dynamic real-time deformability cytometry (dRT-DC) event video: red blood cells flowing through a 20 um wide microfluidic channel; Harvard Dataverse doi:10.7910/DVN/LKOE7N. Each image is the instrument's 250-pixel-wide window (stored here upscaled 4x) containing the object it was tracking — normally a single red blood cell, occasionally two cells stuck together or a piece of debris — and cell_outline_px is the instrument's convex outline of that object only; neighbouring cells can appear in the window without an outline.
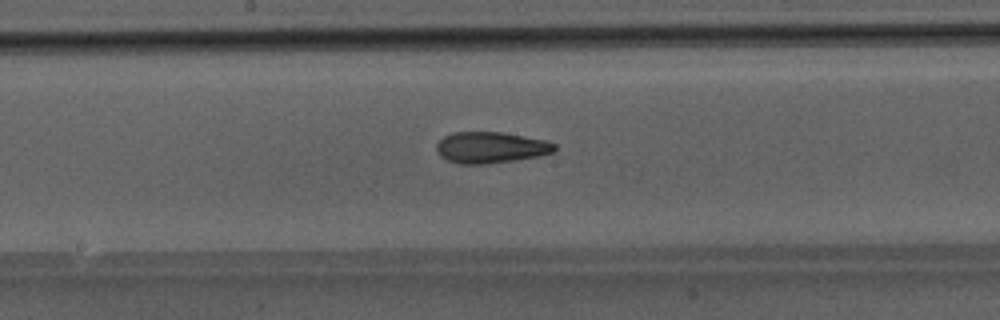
{"species": "Egyptian fruit bat (a non-hibernating species)", "species_latin": "Rousettus aegyptiacus", "temperature_condition": "room temperature", "stored_images_in_passage": 40, "camera_frame_rate_fps": 3000, "um_per_image_px": 0.085, "animal": {"sex": "male"}, "frame": {"image": 1, "passage_image": 17, "time_ms": 5.333, "image_size_px": [1000, 320], "cell_outline_px": [[556, 148], [552, 152], [540, 156], [488, 164], [460, 164], [448, 160], [440, 156], [436, 152], [436, 144], [444, 136], [452, 132], [504, 132], [548, 140], [556, 144]], "centroid_in_image_um": [41.72, 12.53], "position_along_channel_um": 206.5, "area_um2": 21.73}}
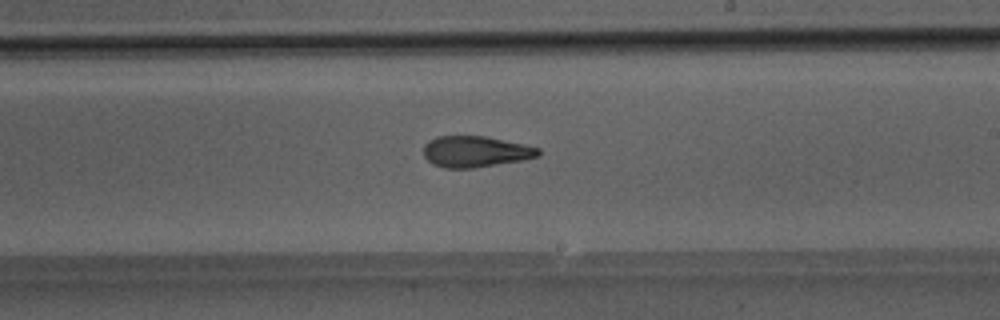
{"frame": {"image": 2, "passage_image": 20, "time_ms": 6.333, "image_size_px": [1000, 320], "cell_outline_px": [[540, 156], [520, 160], [472, 168], [444, 168], [432, 164], [424, 156], [424, 144], [428, 140], [436, 136], [484, 136], [524, 144], [540, 148]], "centroid_in_image_um": [40.38, 12.88], "position_along_channel_um": 248.6, "area_um2": 20.75}}
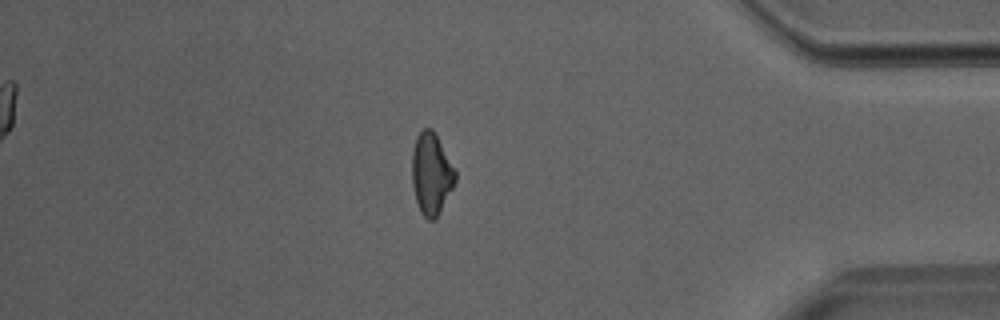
{"frame": {"image": 3, "passage_image": 33, "time_ms": 10.667, "image_size_px": [1000, 320], "cell_outline_px": [[456, 180], [436, 220], [428, 220], [420, 212], [416, 200], [412, 184], [412, 152], [416, 136], [424, 128], [432, 128], [456, 172]], "centroid_in_image_um": [36.64, 14.79], "position_along_channel_um": 398.6, "area_um2": 20.4}}